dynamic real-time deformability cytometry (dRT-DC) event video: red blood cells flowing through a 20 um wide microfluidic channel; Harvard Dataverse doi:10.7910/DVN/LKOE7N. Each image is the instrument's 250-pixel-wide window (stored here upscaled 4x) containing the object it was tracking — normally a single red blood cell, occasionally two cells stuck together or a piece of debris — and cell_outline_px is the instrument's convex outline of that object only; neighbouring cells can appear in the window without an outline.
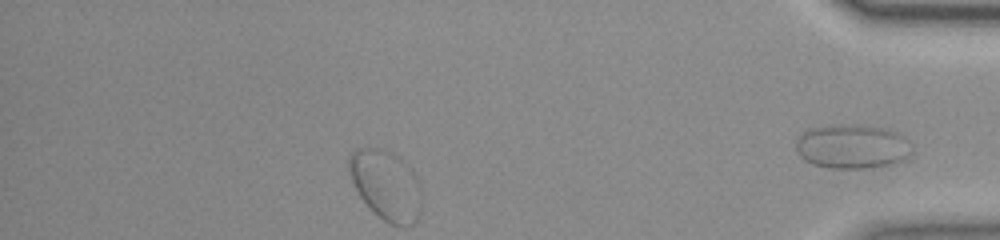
{"species": "common noctule bat (a hibernating species)", "species_latin": "Nyctalus noctula", "temperature_condition": "room temperature", "stored_images_in_passage": 33, "segment_of_instrument_passage": [2, 2], "camera_frame_rate_fps": 3000, "um_per_image_px": 0.085, "animal": {"sex": "female", "body_mass_g": 23.0, "forearm_length_mm": 53.4}, "frame": {"image": 1, "passage_image": 33, "time_ms": 10.667, "image_size_px": [1000, 240], "cell_outline_px": [[904, 160], [892, 164], [872, 168], [828, 168], [812, 164], [804, 160], [800, 156], [796, 148], [796, 140], [804, 132], [812, 128], [844, 124], [856, 124], [880, 128], [892, 132], [896, 136], [904, 156]], "centroid_in_image_um": [72.2, 12.48], "position_along_channel_um": 363.0, "area_um2": 28.26}}